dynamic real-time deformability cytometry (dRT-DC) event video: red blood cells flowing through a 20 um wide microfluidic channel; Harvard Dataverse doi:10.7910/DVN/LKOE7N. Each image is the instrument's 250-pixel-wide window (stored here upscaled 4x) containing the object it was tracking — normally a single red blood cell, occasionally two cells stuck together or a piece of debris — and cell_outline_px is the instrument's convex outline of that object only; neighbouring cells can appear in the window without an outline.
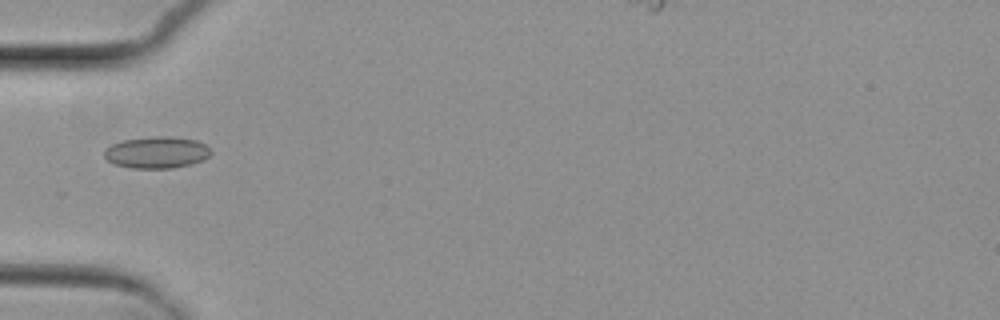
{"species": "common noctule bat (a hibernating species)", "species_latin": "Nyctalus noctula", "temperature_condition": "cold", "stored_images_in_passage": 5, "camera_frame_rate_fps": 3000, "um_per_image_px": 0.085, "animal": {"sex": "female", "body_mass_g": 29.2, "forearm_length_mm": 56.3}, "frame": {"image": 1, "passage_image": 5, "time_ms": 4.667, "image_size_px": [1000, 320], "cell_outline_px": [[212, 152], [204, 160], [172, 168], [132, 168], [116, 164], [108, 160], [104, 156], [104, 148], [120, 140], [156, 136], [168, 136], [196, 140], [204, 144]], "centroid_in_image_um": [13.29, 12.94], "position_along_channel_um": 71.7, "area_um2": 19.59}}